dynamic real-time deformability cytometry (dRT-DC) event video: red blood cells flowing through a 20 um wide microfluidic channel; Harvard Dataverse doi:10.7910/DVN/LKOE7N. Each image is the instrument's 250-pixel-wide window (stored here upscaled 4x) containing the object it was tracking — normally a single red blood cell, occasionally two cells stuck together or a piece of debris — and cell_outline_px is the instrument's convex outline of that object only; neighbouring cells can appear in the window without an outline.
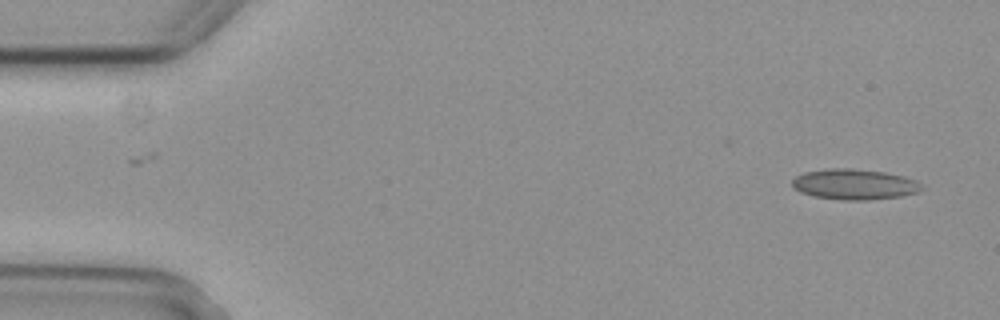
{"species": "common noctule bat (a hibernating species)", "species_latin": "Nyctalus noctula", "temperature_condition": "cold", "stored_images_in_passage": 3, "camera_frame_rate_fps": 3000, "um_per_image_px": 0.085, "animal": {"sex": "female", "body_mass_g": 29.2, "forearm_length_mm": 56.3}, "frame": {"image": 1, "passage_image": 3, "time_ms": 0.667, "image_size_px": [1000, 320], "cell_outline_px": [[924, 188], [920, 192], [904, 196], [868, 200], [844, 200], [816, 196], [800, 192], [792, 188], [792, 180], [796, 176], [804, 172], [832, 168], [852, 168], [884, 172], [904, 176], [916, 180], [924, 184]], "centroid_in_image_um": [72.68, 15.67], "position_along_channel_um": 12.3, "area_um2": 23.29}}